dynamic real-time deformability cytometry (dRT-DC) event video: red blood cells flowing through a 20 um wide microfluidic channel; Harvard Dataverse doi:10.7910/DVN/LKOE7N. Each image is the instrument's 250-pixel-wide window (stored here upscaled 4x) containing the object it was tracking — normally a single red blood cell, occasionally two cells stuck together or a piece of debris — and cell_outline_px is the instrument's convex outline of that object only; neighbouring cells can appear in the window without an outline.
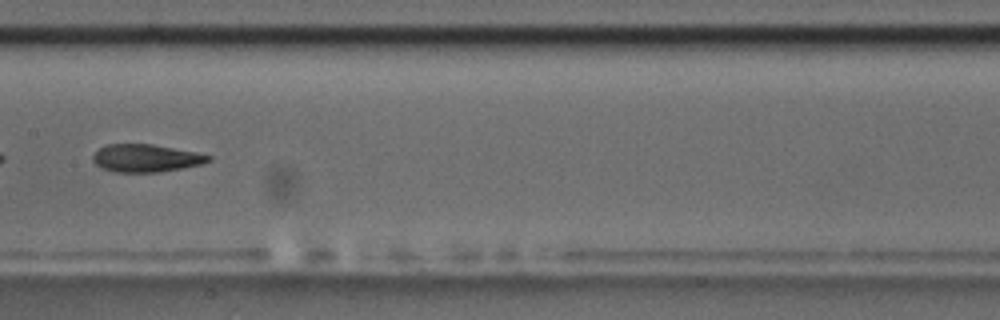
{"species": "common noctule bat (a hibernating species)", "species_latin": "Nyctalus noctula", "temperature_condition": "room temperature", "stored_images_in_passage": 8, "segment_of_instrument_passage": [2, 2], "camera_frame_rate_fps": 3000, "um_per_image_px": 0.085, "animal": {"sex": "male", "body_mass_g": 17.5, "forearm_length_mm": 52.3}, "frame": {"image": 1, "passage_image": 6, "time_ms": 6.0, "image_size_px": [1000, 320], "cell_outline_px": [[212, 160], [204, 164], [160, 172], [112, 172], [100, 168], [92, 160], [92, 156], [100, 148], [108, 144], [152, 144], [196, 152], [212, 156]], "centroid_in_image_um": [12.42, 13.45], "position_along_channel_um": 195.0, "area_um2": 18.79}}
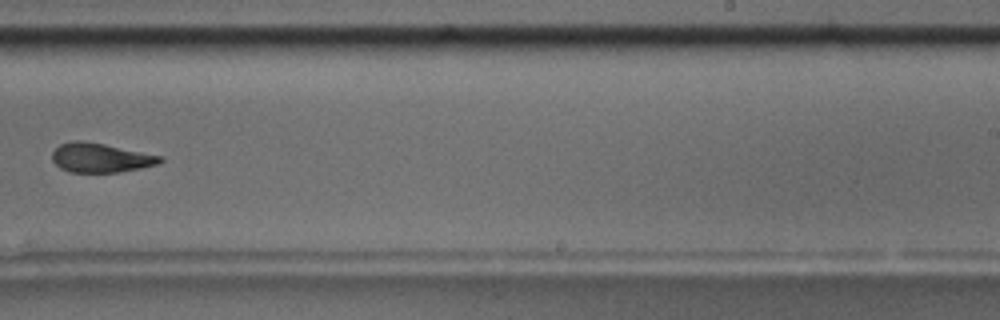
{"frame": {"image": 2, "passage_image": 8, "time_ms": 8.333, "image_size_px": [1000, 320], "cell_outline_px": [[164, 160], [160, 164], [120, 172], [68, 172], [60, 168], [52, 160], [52, 152], [60, 144], [72, 140], [80, 140], [104, 144], [160, 156]], "centroid_in_image_um": [8.52, 13.41], "position_along_channel_um": 280.5, "area_um2": 18.32}}